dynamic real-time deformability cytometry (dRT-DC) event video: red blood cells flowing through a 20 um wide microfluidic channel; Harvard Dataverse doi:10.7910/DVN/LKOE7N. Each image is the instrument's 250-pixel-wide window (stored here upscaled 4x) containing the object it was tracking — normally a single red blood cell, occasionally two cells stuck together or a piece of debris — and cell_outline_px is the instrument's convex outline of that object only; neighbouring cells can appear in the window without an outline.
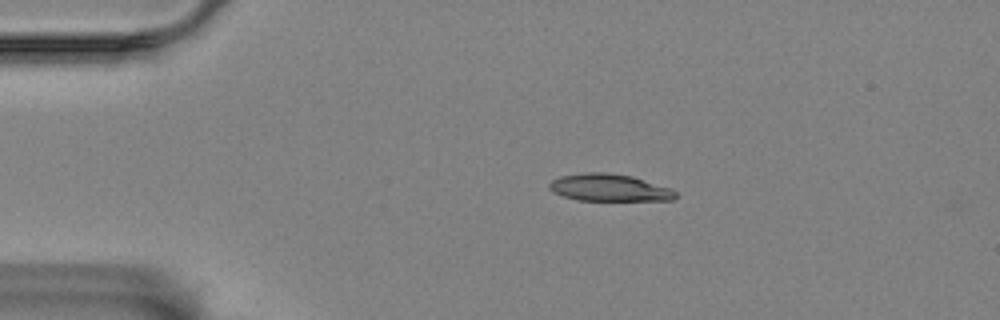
{"species": "Egyptian fruit bat (a non-hibernating species)", "species_latin": "Rousettus aegyptiacus", "temperature_condition": "room temperature", "stored_images_in_passage": 34, "camera_frame_rate_fps": 3000, "um_per_image_px": 0.085, "animal": {"sex": "female"}, "frame": {"image": 1, "passage_image": 1, "time_ms": 0.0, "image_size_px": [1000, 320], "cell_outline_px": [[676, 196], [672, 200], [576, 200], [552, 192], [548, 188], [548, 184], [552, 180], [560, 176], [584, 172], [604, 172], [632, 176], [672, 188], [676, 192]], "centroid_in_image_um": [51.76, 15.94], "position_along_channel_um": 33.2, "area_um2": 20.06}}
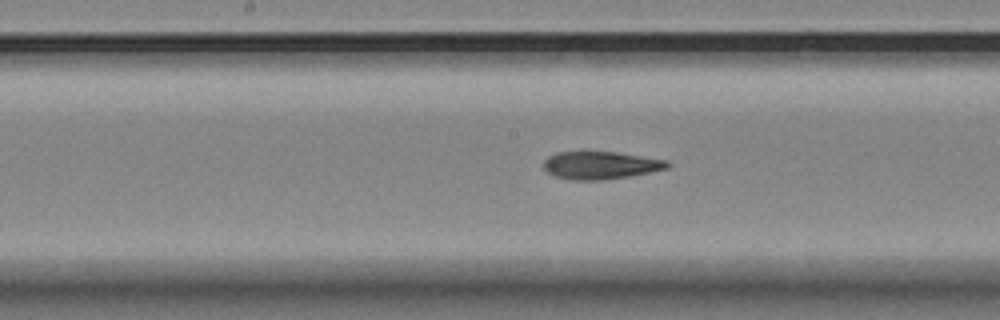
{"frame": {"image": 2, "passage_image": 19, "time_ms": 6.0, "image_size_px": [1000, 320], "cell_outline_px": [[672, 164], [668, 168], [628, 176], [604, 180], [568, 180], [556, 176], [548, 172], [544, 168], [544, 160], [548, 156], [556, 152], [616, 152], [668, 160]], "centroid_in_image_um": [51.05, 14.05], "position_along_channel_um": 197.2, "area_um2": 19.94}}
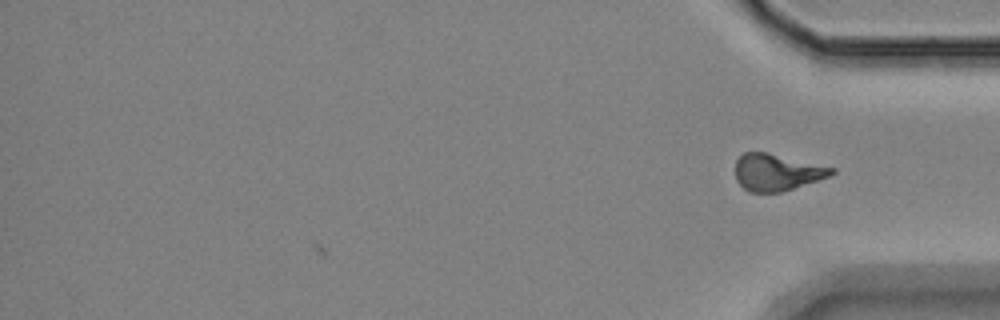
{"frame": {"image": 3, "passage_image": 34, "time_ms": 11.0, "image_size_px": [1000, 320], "cell_outline_px": [[836, 172], [828, 176], [780, 192], [748, 192], [736, 180], [736, 160], [744, 152], [764, 152], [836, 168]], "centroid_in_image_um": [65.99, 14.64], "position_along_channel_um": 369.2, "area_um2": 20.17}, "authors_computed_cell_mechanics": {"area_um2": 20.23, "velocity_mm_per_s": 3.4557, "shape_relaxation_time_tau1_ms": null, "shape_relaxation_time_tau2_ms": 2.0341, "deformation_change_tau1": null, "deformation_change_tau2": 0.0949}}